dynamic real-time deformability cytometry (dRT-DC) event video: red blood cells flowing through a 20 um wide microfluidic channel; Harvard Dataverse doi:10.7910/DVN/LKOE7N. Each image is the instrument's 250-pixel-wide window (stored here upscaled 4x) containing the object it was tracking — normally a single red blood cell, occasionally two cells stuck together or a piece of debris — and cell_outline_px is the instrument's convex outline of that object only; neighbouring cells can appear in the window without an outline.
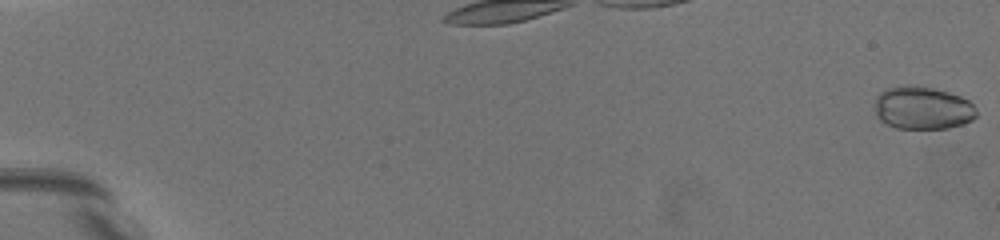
{"species": "common noctule bat (a hibernating species)", "species_latin": "Nyctalus noctula", "temperature_condition": "warm", "stored_images_in_passage": 22, "camera_frame_rate_fps": 3000, "um_per_image_px": 0.085, "animal": {"sex": "female", "body_mass_g": 19.5, "forearm_length_mm": 54.1}, "frame": {"image": 1, "passage_image": 1, "time_ms": 0.0, "image_size_px": [1000, 240], "cell_outline_px": [[976, 116], [972, 120], [948, 128], [896, 128], [880, 120], [876, 112], [876, 96], [880, 92], [888, 88], [904, 84], [908, 84], [932, 88], [948, 92], [960, 96], [968, 100], [972, 104], [976, 112]], "centroid_in_image_um": [78.41, 9.16], "position_along_channel_um": 6.6, "area_um2": 25.2}}